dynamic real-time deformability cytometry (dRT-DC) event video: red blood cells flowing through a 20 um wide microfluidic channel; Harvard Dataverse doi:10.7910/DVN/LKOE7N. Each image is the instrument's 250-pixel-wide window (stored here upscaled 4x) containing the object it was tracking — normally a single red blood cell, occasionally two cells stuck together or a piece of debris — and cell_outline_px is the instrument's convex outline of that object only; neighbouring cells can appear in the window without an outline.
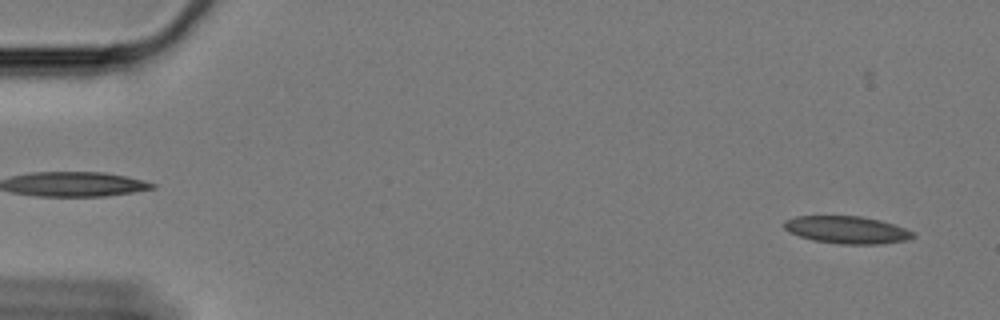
{"species": "Egyptian fruit bat (a non-hibernating species)", "species_latin": "Rousettus aegyptiacus", "temperature_condition": "cold", "stored_images_in_passage": 11, "camera_frame_rate_fps": 3000, "um_per_image_px": 0.085, "animal": {"sex": "female"}, "frame": {"image": 1, "passage_image": 3, "time_ms": 0.667, "image_size_px": [1000, 320], "cell_outline_px": [[916, 236], [908, 240], [884, 244], [840, 244], [812, 240], [788, 232], [784, 228], [784, 220], [796, 216], [860, 216], [880, 220], [904, 228], [912, 232]], "centroid_in_image_um": [71.97, 19.54], "position_along_channel_um": 13.0, "area_um2": 20.63}}